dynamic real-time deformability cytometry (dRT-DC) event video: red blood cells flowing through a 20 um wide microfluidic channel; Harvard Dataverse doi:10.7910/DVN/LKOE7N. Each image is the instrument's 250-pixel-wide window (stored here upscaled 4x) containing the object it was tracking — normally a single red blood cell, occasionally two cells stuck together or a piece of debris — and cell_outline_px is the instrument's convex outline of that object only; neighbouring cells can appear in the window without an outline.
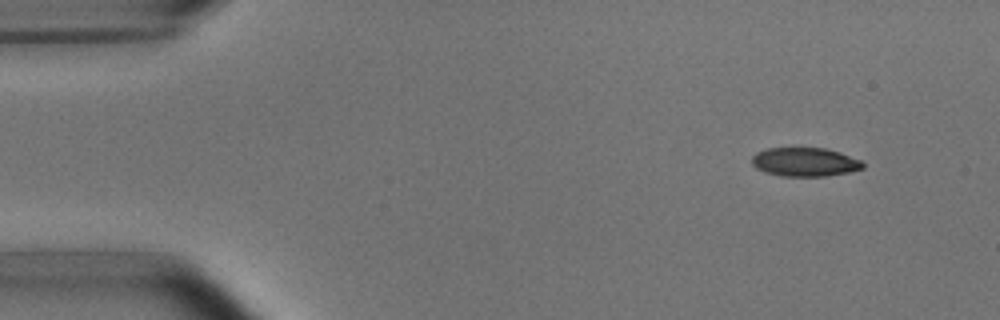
{"species": "common noctule bat (a hibernating species)", "species_latin": "Nyctalus noctula", "temperature_condition": "room temperature", "stored_images_in_passage": 4, "camera_frame_rate_fps": 3000, "um_per_image_px": 0.085, "animal": {"sex": "male", "body_mass_g": 15.6}, "frame": {"image": 1, "passage_image": 1, "time_ms": 0.0, "image_size_px": [1000, 320], "cell_outline_px": [[864, 168], [848, 172], [824, 176], [780, 176], [764, 172], [756, 168], [752, 164], [752, 156], [756, 152], [768, 148], [824, 148], [840, 152], [860, 160], [864, 164]], "centroid_in_image_um": [68.39, 13.77], "position_along_channel_um": 16.6, "area_um2": 18.61}}
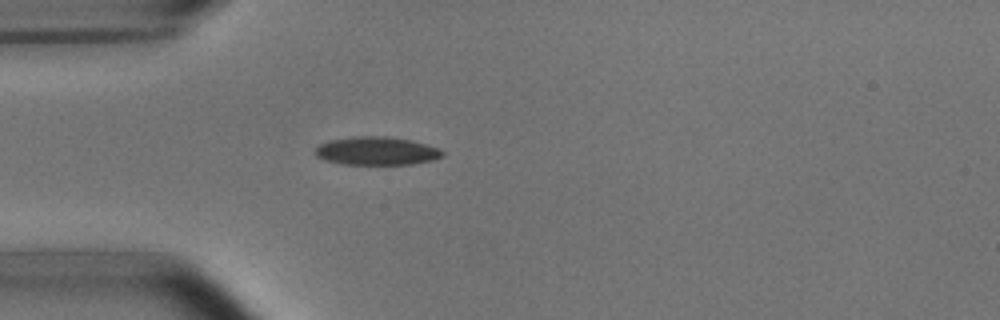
{"frame": {"image": 2, "passage_image": 4, "time_ms": 3.333, "image_size_px": [1000, 320], "cell_outline_px": [[444, 156], [432, 160], [412, 164], [344, 164], [324, 160], [316, 156], [316, 148], [320, 144], [328, 140], [352, 136], [388, 136], [412, 140], [440, 148], [444, 152]], "centroid_in_image_um": [32.03, 12.82], "position_along_channel_um": 53.0, "area_um2": 21.1}}